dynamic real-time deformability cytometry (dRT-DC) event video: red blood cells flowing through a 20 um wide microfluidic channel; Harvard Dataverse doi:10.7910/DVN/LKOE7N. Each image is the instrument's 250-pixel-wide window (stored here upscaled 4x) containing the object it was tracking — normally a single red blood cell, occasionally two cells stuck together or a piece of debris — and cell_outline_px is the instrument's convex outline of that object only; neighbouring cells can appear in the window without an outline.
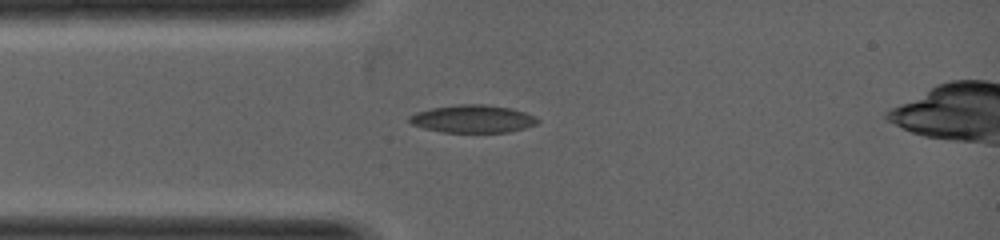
{"species": "common noctule bat (a hibernating species)", "species_latin": "Nyctalus noctula", "temperature_condition": "warm", "stored_images_in_passage": 8, "camera_frame_rate_fps": 5000, "um_per_image_px": 0.085, "animal": {"sex": "female", "body_mass_g": 19.0, "forearm_length_mm": 53.3}, "frame": {"image": 1, "passage_image": 4, "time_ms": 1.2, "image_size_px": [1000, 240], "cell_outline_px": [[540, 120], [536, 124], [524, 128], [508, 132], [440, 132], [424, 128], [412, 124], [408, 120], [408, 116], [416, 112], [432, 108], [456, 104], [484, 104], [512, 108], [536, 116]], "centroid_in_image_um": [40.18, 10.1], "position_along_channel_um": 44.8, "area_um2": 20.81}}
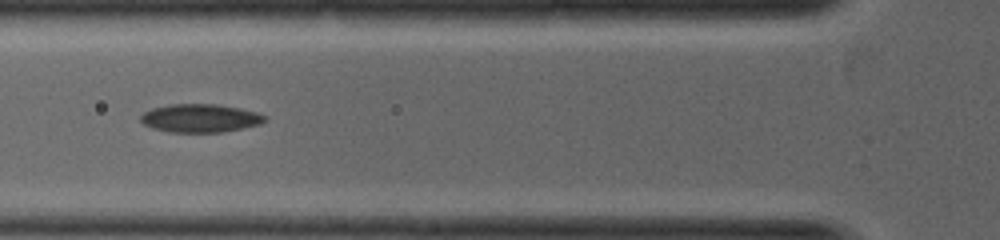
{"frame": {"image": 2, "passage_image": 6, "time_ms": 2.0, "image_size_px": [1000, 240], "cell_outline_px": [[268, 120], [260, 124], [244, 128], [224, 132], [168, 132], [152, 128], [144, 124], [140, 120], [140, 116], [144, 112], [152, 108], [168, 104], [216, 104], [240, 108], [260, 112], [268, 116]], "centroid_in_image_um": [17.07, 10.04], "position_along_channel_um": 108.7, "area_um2": 20.81}}
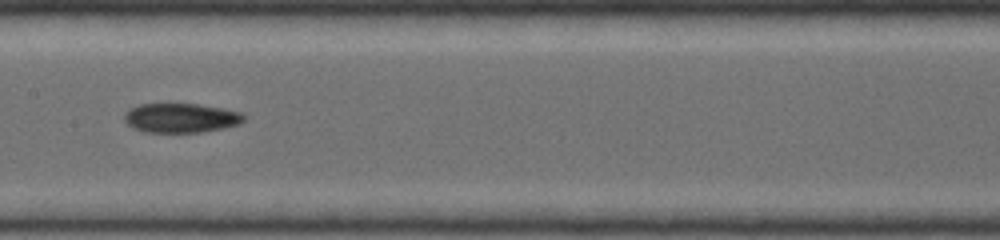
{"frame": {"image": 3, "passage_image": 8, "time_ms": 3.0, "image_size_px": [1000, 240], "cell_outline_px": [[248, 116], [240, 124], [224, 128], [204, 132], [144, 132], [132, 128], [124, 120], [124, 112], [128, 108], [140, 104], [168, 100], [196, 104], [244, 112]], "centroid_in_image_um": [15.35, 9.98], "position_along_channel_um": 192.1, "area_um2": 21.56}}